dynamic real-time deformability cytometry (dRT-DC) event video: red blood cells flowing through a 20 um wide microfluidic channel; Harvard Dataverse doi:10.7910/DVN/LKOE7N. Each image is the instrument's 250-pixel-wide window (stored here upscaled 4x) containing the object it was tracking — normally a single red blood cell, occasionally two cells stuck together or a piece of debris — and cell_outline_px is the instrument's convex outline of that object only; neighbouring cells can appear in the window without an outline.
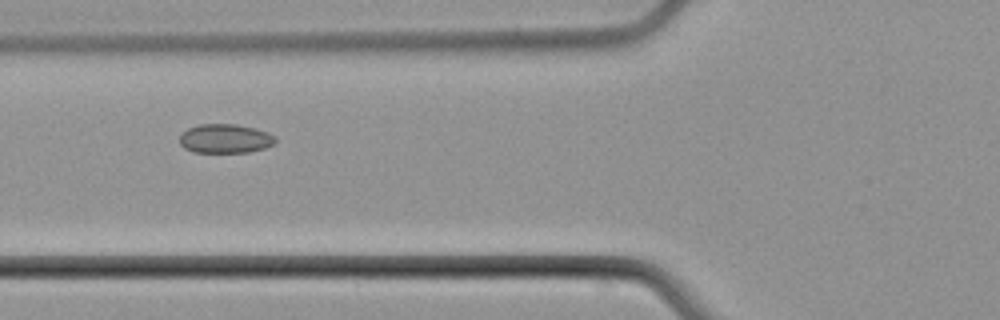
{"species": "common noctule bat (a hibernating species)", "species_latin": "Nyctalus noctula", "temperature_condition": "cold", "stored_images_in_passage": 3, "camera_frame_rate_fps": 3000, "um_per_image_px": 0.085, "animal": {"sex": "male", "body_mass_g": 21.5, "forearm_length_mm": 52.0}, "frame": {"image": 1, "passage_image": 2, "time_ms": 1.0, "image_size_px": [1000, 320], "cell_outline_px": [[276, 144], [264, 148], [248, 152], [192, 152], [184, 148], [180, 144], [180, 136], [188, 128], [200, 124], [236, 124], [256, 128], [268, 132], [276, 136]], "centroid_in_image_um": [19.18, 11.78], "position_along_channel_um": 106.6, "area_um2": 16.36}}
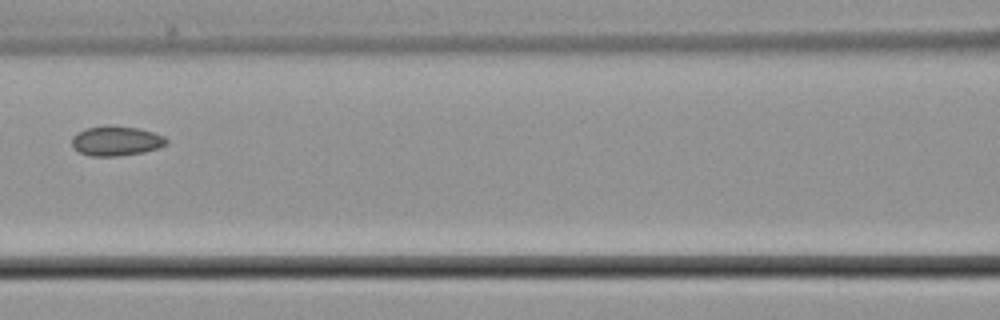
{"frame": {"image": 2, "passage_image": 3, "time_ms": 2.333, "image_size_px": [1000, 320], "cell_outline_px": [[168, 144], [160, 148], [144, 152], [116, 156], [92, 156], [80, 152], [72, 148], [72, 136], [76, 132], [88, 128], [104, 124], [140, 128], [164, 136], [168, 140]], "centroid_in_image_um": [9.88, 11.96], "position_along_channel_um": 156.7, "area_um2": 16.65}}